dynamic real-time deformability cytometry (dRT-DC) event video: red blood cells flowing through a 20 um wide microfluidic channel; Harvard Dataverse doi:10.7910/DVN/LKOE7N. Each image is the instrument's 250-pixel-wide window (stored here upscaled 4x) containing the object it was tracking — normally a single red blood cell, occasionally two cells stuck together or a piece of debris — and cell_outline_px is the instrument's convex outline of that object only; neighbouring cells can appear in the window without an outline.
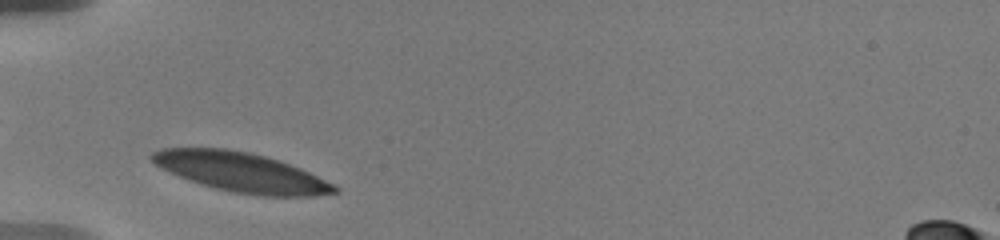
{"species": "human", "species_latin": "Homo sapiens", "temperature_condition": "warm", "stored_images_in_passage": 23, "camera_frame_rate_fps": 3000, "um_per_image_px": 0.085, "donor": {"sex": "male"}, "frame": {"image": 1, "passage_image": 1, "time_ms": 0.0, "image_size_px": [1000, 240], "cell_outline_px": [[340, 188], [336, 192], [316, 196], [264, 196], [232, 192], [216, 188], [188, 180], [160, 168], [148, 156], [152, 152], [160, 148], [224, 148], [248, 152], [280, 160], [300, 168], [336, 184]], "centroid_in_image_um": [20.51, 14.64], "position_along_channel_um": 64.5, "area_um2": 41.96}}
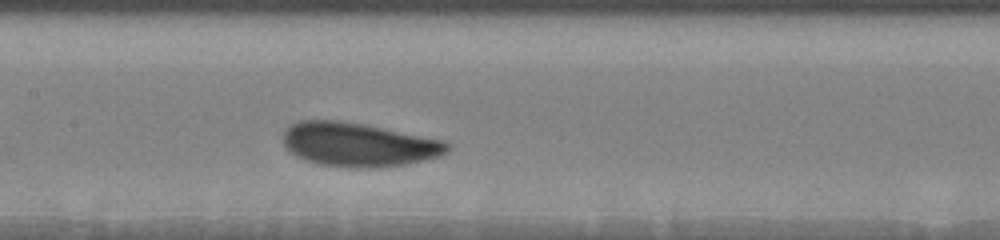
{"frame": {"image": 2, "passage_image": 13, "time_ms": 3.333, "image_size_px": [1000, 240], "cell_outline_px": [[452, 148], [448, 152], [440, 156], [424, 160], [404, 164], [380, 168], [348, 168], [320, 164], [304, 160], [296, 156], [284, 144], [284, 132], [292, 124], [300, 120], [336, 120], [360, 124], [444, 140]], "centroid_in_image_um": [30.49, 12.31], "position_along_channel_um": 176.9, "area_um2": 41.73}}
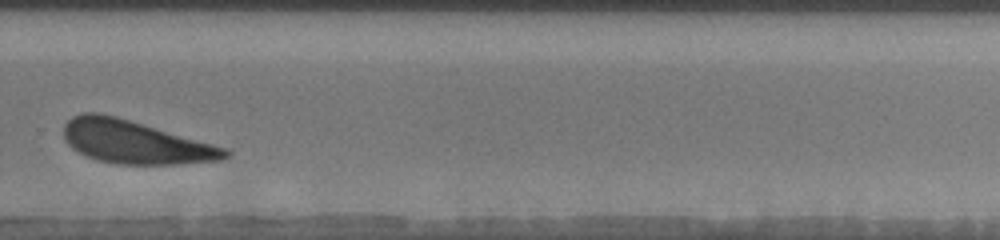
{"frame": {"image": 3, "passage_image": 22, "time_ms": 7.333, "image_size_px": [1000, 240], "cell_outline_px": [[232, 156], [224, 160], [180, 164], [116, 164], [100, 160], [88, 156], [72, 148], [64, 140], [64, 124], [72, 116], [84, 112], [96, 112], [116, 116], [228, 148], [232, 152]], "centroid_in_image_um": [11.54, 12.08], "position_along_channel_um": 318.3, "area_um2": 40.63}}